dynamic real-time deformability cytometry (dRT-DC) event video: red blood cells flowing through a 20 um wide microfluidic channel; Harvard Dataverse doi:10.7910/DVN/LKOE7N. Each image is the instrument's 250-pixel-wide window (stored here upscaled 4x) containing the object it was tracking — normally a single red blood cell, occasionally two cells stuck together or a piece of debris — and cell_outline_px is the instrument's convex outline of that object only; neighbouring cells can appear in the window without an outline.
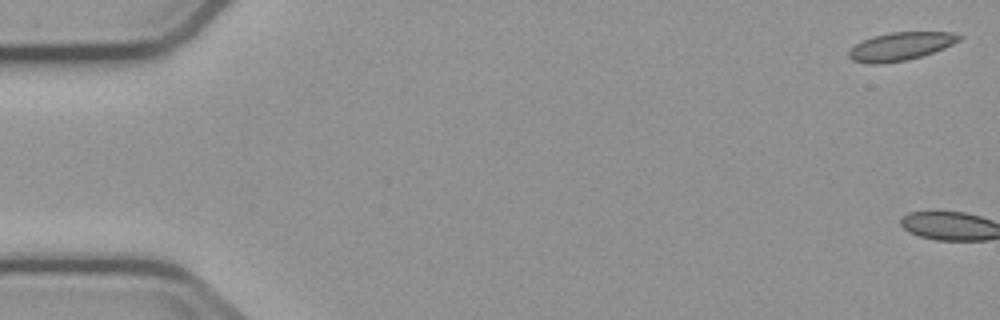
{"species": "common noctule bat (a hibernating species)", "species_latin": "Nyctalus noctula", "temperature_condition": "cold", "stored_images_in_passage": 5, "camera_frame_rate_fps": 3000, "um_per_image_px": 0.085, "animal": {"sex": "male", "body_mass_g": 23.1, "forearm_length_mm": 52.7}, "frame": {"image": 1, "passage_image": 1, "time_ms": 0.0, "image_size_px": [1000, 320], "cell_outline_px": [[964, 36], [960, 40], [944, 48], [908, 60], [880, 64], [868, 64], [852, 60], [848, 56], [848, 52], [856, 44], [872, 36], [892, 32], [952, 32]], "centroid_in_image_um": [76.55, 3.94], "position_along_channel_um": 8.5, "area_um2": 18.03}}